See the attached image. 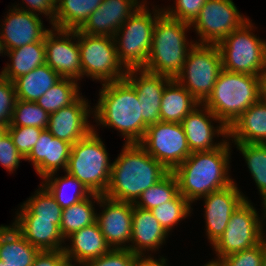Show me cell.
Wrapping results in <instances>:
<instances>
[{
  "mask_svg": "<svg viewBox=\"0 0 266 266\" xmlns=\"http://www.w3.org/2000/svg\"><path fill=\"white\" fill-rule=\"evenodd\" d=\"M231 141L211 151L192 152L172 172L178 181L179 193L191 204L211 192L231 185L229 176Z\"/></svg>",
  "mask_w": 266,
  "mask_h": 266,
  "instance_id": "obj_1",
  "label": "cell"
},
{
  "mask_svg": "<svg viewBox=\"0 0 266 266\" xmlns=\"http://www.w3.org/2000/svg\"><path fill=\"white\" fill-rule=\"evenodd\" d=\"M93 118L102 127L121 133L125 144L140 143L148 125L142 120V109L133 85L126 79L102 83Z\"/></svg>",
  "mask_w": 266,
  "mask_h": 266,
  "instance_id": "obj_2",
  "label": "cell"
},
{
  "mask_svg": "<svg viewBox=\"0 0 266 266\" xmlns=\"http://www.w3.org/2000/svg\"><path fill=\"white\" fill-rule=\"evenodd\" d=\"M123 145L112 163L110 183L104 196L134 204L142 192L161 180L169 171L139 143Z\"/></svg>",
  "mask_w": 266,
  "mask_h": 266,
  "instance_id": "obj_3",
  "label": "cell"
},
{
  "mask_svg": "<svg viewBox=\"0 0 266 266\" xmlns=\"http://www.w3.org/2000/svg\"><path fill=\"white\" fill-rule=\"evenodd\" d=\"M191 29V24L171 18L163 11L156 19L148 61L143 69L175 79L195 44L186 37L187 30Z\"/></svg>",
  "mask_w": 266,
  "mask_h": 266,
  "instance_id": "obj_4",
  "label": "cell"
},
{
  "mask_svg": "<svg viewBox=\"0 0 266 266\" xmlns=\"http://www.w3.org/2000/svg\"><path fill=\"white\" fill-rule=\"evenodd\" d=\"M260 76L222 69L203 103L227 128L260 99Z\"/></svg>",
  "mask_w": 266,
  "mask_h": 266,
  "instance_id": "obj_5",
  "label": "cell"
},
{
  "mask_svg": "<svg viewBox=\"0 0 266 266\" xmlns=\"http://www.w3.org/2000/svg\"><path fill=\"white\" fill-rule=\"evenodd\" d=\"M71 146L65 172L77 178L93 194L104 195L111 177L112 163L106 146L96 132Z\"/></svg>",
  "mask_w": 266,
  "mask_h": 266,
  "instance_id": "obj_6",
  "label": "cell"
},
{
  "mask_svg": "<svg viewBox=\"0 0 266 266\" xmlns=\"http://www.w3.org/2000/svg\"><path fill=\"white\" fill-rule=\"evenodd\" d=\"M153 8L151 13L145 1L114 35L118 60L126 70L144 68L148 61L156 19L163 12Z\"/></svg>",
  "mask_w": 266,
  "mask_h": 266,
  "instance_id": "obj_7",
  "label": "cell"
},
{
  "mask_svg": "<svg viewBox=\"0 0 266 266\" xmlns=\"http://www.w3.org/2000/svg\"><path fill=\"white\" fill-rule=\"evenodd\" d=\"M253 29L256 28L249 20L217 44L222 69L257 76L266 70V40L256 36Z\"/></svg>",
  "mask_w": 266,
  "mask_h": 266,
  "instance_id": "obj_8",
  "label": "cell"
},
{
  "mask_svg": "<svg viewBox=\"0 0 266 266\" xmlns=\"http://www.w3.org/2000/svg\"><path fill=\"white\" fill-rule=\"evenodd\" d=\"M262 217L250 200H244L233 212L223 235L212 245L216 258L208 263L216 264L221 258L242 250L250 249L265 238L264 220L266 206L262 209ZM262 219V220H260ZM264 230V231H263Z\"/></svg>",
  "mask_w": 266,
  "mask_h": 266,
  "instance_id": "obj_9",
  "label": "cell"
},
{
  "mask_svg": "<svg viewBox=\"0 0 266 266\" xmlns=\"http://www.w3.org/2000/svg\"><path fill=\"white\" fill-rule=\"evenodd\" d=\"M221 70L222 58L218 46L195 43L175 80L203 104L211 95Z\"/></svg>",
  "mask_w": 266,
  "mask_h": 266,
  "instance_id": "obj_10",
  "label": "cell"
},
{
  "mask_svg": "<svg viewBox=\"0 0 266 266\" xmlns=\"http://www.w3.org/2000/svg\"><path fill=\"white\" fill-rule=\"evenodd\" d=\"M81 57V78L90 77L101 83L125 78L127 70L117 57L114 37L92 36L77 29Z\"/></svg>",
  "mask_w": 266,
  "mask_h": 266,
  "instance_id": "obj_11",
  "label": "cell"
},
{
  "mask_svg": "<svg viewBox=\"0 0 266 266\" xmlns=\"http://www.w3.org/2000/svg\"><path fill=\"white\" fill-rule=\"evenodd\" d=\"M139 144L168 171H173L191 154L181 123L151 124Z\"/></svg>",
  "mask_w": 266,
  "mask_h": 266,
  "instance_id": "obj_12",
  "label": "cell"
},
{
  "mask_svg": "<svg viewBox=\"0 0 266 266\" xmlns=\"http://www.w3.org/2000/svg\"><path fill=\"white\" fill-rule=\"evenodd\" d=\"M248 21L232 0H207L191 24L200 38L195 43L217 45Z\"/></svg>",
  "mask_w": 266,
  "mask_h": 266,
  "instance_id": "obj_13",
  "label": "cell"
},
{
  "mask_svg": "<svg viewBox=\"0 0 266 266\" xmlns=\"http://www.w3.org/2000/svg\"><path fill=\"white\" fill-rule=\"evenodd\" d=\"M51 28L44 36L46 64L61 78L80 81L81 57L77 30Z\"/></svg>",
  "mask_w": 266,
  "mask_h": 266,
  "instance_id": "obj_14",
  "label": "cell"
},
{
  "mask_svg": "<svg viewBox=\"0 0 266 266\" xmlns=\"http://www.w3.org/2000/svg\"><path fill=\"white\" fill-rule=\"evenodd\" d=\"M97 205L103 207V210L96 212V222L108 245L112 249H129L133 203L116 201L101 195Z\"/></svg>",
  "mask_w": 266,
  "mask_h": 266,
  "instance_id": "obj_15",
  "label": "cell"
},
{
  "mask_svg": "<svg viewBox=\"0 0 266 266\" xmlns=\"http://www.w3.org/2000/svg\"><path fill=\"white\" fill-rule=\"evenodd\" d=\"M236 184L234 181L231 185L202 197L205 201V231L211 245L223 235L233 212L244 200H248Z\"/></svg>",
  "mask_w": 266,
  "mask_h": 266,
  "instance_id": "obj_16",
  "label": "cell"
},
{
  "mask_svg": "<svg viewBox=\"0 0 266 266\" xmlns=\"http://www.w3.org/2000/svg\"><path fill=\"white\" fill-rule=\"evenodd\" d=\"M219 126H213V122ZM188 147L192 152L211 151L220 147L228 138V128L204 105L199 104L181 122ZM222 136V142L214 137Z\"/></svg>",
  "mask_w": 266,
  "mask_h": 266,
  "instance_id": "obj_17",
  "label": "cell"
},
{
  "mask_svg": "<svg viewBox=\"0 0 266 266\" xmlns=\"http://www.w3.org/2000/svg\"><path fill=\"white\" fill-rule=\"evenodd\" d=\"M92 109L88 99L81 95L69 106L50 113L47 130L54 137L73 145L94 130V126L88 121L93 114Z\"/></svg>",
  "mask_w": 266,
  "mask_h": 266,
  "instance_id": "obj_18",
  "label": "cell"
},
{
  "mask_svg": "<svg viewBox=\"0 0 266 266\" xmlns=\"http://www.w3.org/2000/svg\"><path fill=\"white\" fill-rule=\"evenodd\" d=\"M144 1L146 0H104L78 30L92 36L114 37L121 25Z\"/></svg>",
  "mask_w": 266,
  "mask_h": 266,
  "instance_id": "obj_19",
  "label": "cell"
},
{
  "mask_svg": "<svg viewBox=\"0 0 266 266\" xmlns=\"http://www.w3.org/2000/svg\"><path fill=\"white\" fill-rule=\"evenodd\" d=\"M40 17L16 7L10 8L0 29V38L6 50L41 41L50 29L44 27Z\"/></svg>",
  "mask_w": 266,
  "mask_h": 266,
  "instance_id": "obj_20",
  "label": "cell"
},
{
  "mask_svg": "<svg viewBox=\"0 0 266 266\" xmlns=\"http://www.w3.org/2000/svg\"><path fill=\"white\" fill-rule=\"evenodd\" d=\"M168 232L161 226L152 212L147 209L136 207L133 204L132 230L129 250L145 260H167L164 257L154 258V256L145 255L146 251H159L161 245L168 238ZM158 249V250H157Z\"/></svg>",
  "mask_w": 266,
  "mask_h": 266,
  "instance_id": "obj_21",
  "label": "cell"
},
{
  "mask_svg": "<svg viewBox=\"0 0 266 266\" xmlns=\"http://www.w3.org/2000/svg\"><path fill=\"white\" fill-rule=\"evenodd\" d=\"M125 78L137 92L142 109V120L148 126L159 122L162 93L172 79L168 76L151 73L143 68L127 70Z\"/></svg>",
  "mask_w": 266,
  "mask_h": 266,
  "instance_id": "obj_22",
  "label": "cell"
},
{
  "mask_svg": "<svg viewBox=\"0 0 266 266\" xmlns=\"http://www.w3.org/2000/svg\"><path fill=\"white\" fill-rule=\"evenodd\" d=\"M71 146L70 143L54 137L47 129H43L25 161L32 163L41 179L51 173H58L60 168L65 172Z\"/></svg>",
  "mask_w": 266,
  "mask_h": 266,
  "instance_id": "obj_23",
  "label": "cell"
},
{
  "mask_svg": "<svg viewBox=\"0 0 266 266\" xmlns=\"http://www.w3.org/2000/svg\"><path fill=\"white\" fill-rule=\"evenodd\" d=\"M14 220L12 225L17 231L40 251L64 250L66 240L60 232L61 220L37 219V216H16Z\"/></svg>",
  "mask_w": 266,
  "mask_h": 266,
  "instance_id": "obj_24",
  "label": "cell"
},
{
  "mask_svg": "<svg viewBox=\"0 0 266 266\" xmlns=\"http://www.w3.org/2000/svg\"><path fill=\"white\" fill-rule=\"evenodd\" d=\"M228 139L234 144H266V103L261 98L228 128Z\"/></svg>",
  "mask_w": 266,
  "mask_h": 266,
  "instance_id": "obj_25",
  "label": "cell"
},
{
  "mask_svg": "<svg viewBox=\"0 0 266 266\" xmlns=\"http://www.w3.org/2000/svg\"><path fill=\"white\" fill-rule=\"evenodd\" d=\"M70 246H64L66 257L85 263L108 253L112 248L108 245L97 222L73 232L66 238Z\"/></svg>",
  "mask_w": 266,
  "mask_h": 266,
  "instance_id": "obj_26",
  "label": "cell"
},
{
  "mask_svg": "<svg viewBox=\"0 0 266 266\" xmlns=\"http://www.w3.org/2000/svg\"><path fill=\"white\" fill-rule=\"evenodd\" d=\"M39 251L13 225H0V260L5 265L32 266Z\"/></svg>",
  "mask_w": 266,
  "mask_h": 266,
  "instance_id": "obj_27",
  "label": "cell"
},
{
  "mask_svg": "<svg viewBox=\"0 0 266 266\" xmlns=\"http://www.w3.org/2000/svg\"><path fill=\"white\" fill-rule=\"evenodd\" d=\"M200 103L175 79L164 88L160 106V121L181 123Z\"/></svg>",
  "mask_w": 266,
  "mask_h": 266,
  "instance_id": "obj_28",
  "label": "cell"
},
{
  "mask_svg": "<svg viewBox=\"0 0 266 266\" xmlns=\"http://www.w3.org/2000/svg\"><path fill=\"white\" fill-rule=\"evenodd\" d=\"M6 54L11 62L3 67L1 75L14 82L17 78L46 63L44 38L41 41L8 50Z\"/></svg>",
  "mask_w": 266,
  "mask_h": 266,
  "instance_id": "obj_29",
  "label": "cell"
},
{
  "mask_svg": "<svg viewBox=\"0 0 266 266\" xmlns=\"http://www.w3.org/2000/svg\"><path fill=\"white\" fill-rule=\"evenodd\" d=\"M60 79L49 65H40L14 81L16 97L18 100L36 102Z\"/></svg>",
  "mask_w": 266,
  "mask_h": 266,
  "instance_id": "obj_30",
  "label": "cell"
},
{
  "mask_svg": "<svg viewBox=\"0 0 266 266\" xmlns=\"http://www.w3.org/2000/svg\"><path fill=\"white\" fill-rule=\"evenodd\" d=\"M104 0H56L53 28L77 30Z\"/></svg>",
  "mask_w": 266,
  "mask_h": 266,
  "instance_id": "obj_31",
  "label": "cell"
},
{
  "mask_svg": "<svg viewBox=\"0 0 266 266\" xmlns=\"http://www.w3.org/2000/svg\"><path fill=\"white\" fill-rule=\"evenodd\" d=\"M65 174L63 177H55L57 176L56 172L51 173L43 178V182L41 183L62 209L68 208L92 194L77 178L67 172ZM66 188L71 189L73 193L68 194Z\"/></svg>",
  "mask_w": 266,
  "mask_h": 266,
  "instance_id": "obj_32",
  "label": "cell"
},
{
  "mask_svg": "<svg viewBox=\"0 0 266 266\" xmlns=\"http://www.w3.org/2000/svg\"><path fill=\"white\" fill-rule=\"evenodd\" d=\"M100 196L92 193L89 197L62 210L60 232L65 240L73 232L96 222L94 203H99Z\"/></svg>",
  "mask_w": 266,
  "mask_h": 266,
  "instance_id": "obj_33",
  "label": "cell"
},
{
  "mask_svg": "<svg viewBox=\"0 0 266 266\" xmlns=\"http://www.w3.org/2000/svg\"><path fill=\"white\" fill-rule=\"evenodd\" d=\"M237 150L244 157L249 172L256 183L260 196L261 205L266 206V144L238 143Z\"/></svg>",
  "mask_w": 266,
  "mask_h": 266,
  "instance_id": "obj_34",
  "label": "cell"
},
{
  "mask_svg": "<svg viewBox=\"0 0 266 266\" xmlns=\"http://www.w3.org/2000/svg\"><path fill=\"white\" fill-rule=\"evenodd\" d=\"M80 95L82 93L77 80L61 78L36 103L50 114L74 103Z\"/></svg>",
  "mask_w": 266,
  "mask_h": 266,
  "instance_id": "obj_35",
  "label": "cell"
},
{
  "mask_svg": "<svg viewBox=\"0 0 266 266\" xmlns=\"http://www.w3.org/2000/svg\"><path fill=\"white\" fill-rule=\"evenodd\" d=\"M34 193L20 205L16 216H37V219L61 220L62 207L42 184Z\"/></svg>",
  "mask_w": 266,
  "mask_h": 266,
  "instance_id": "obj_36",
  "label": "cell"
},
{
  "mask_svg": "<svg viewBox=\"0 0 266 266\" xmlns=\"http://www.w3.org/2000/svg\"><path fill=\"white\" fill-rule=\"evenodd\" d=\"M179 193L178 181L172 171L141 193L134 206L151 210L171 201Z\"/></svg>",
  "mask_w": 266,
  "mask_h": 266,
  "instance_id": "obj_37",
  "label": "cell"
},
{
  "mask_svg": "<svg viewBox=\"0 0 266 266\" xmlns=\"http://www.w3.org/2000/svg\"><path fill=\"white\" fill-rule=\"evenodd\" d=\"M191 203L178 193L171 201L152 208L150 211L161 226L170 233L174 226L192 213Z\"/></svg>",
  "mask_w": 266,
  "mask_h": 266,
  "instance_id": "obj_38",
  "label": "cell"
},
{
  "mask_svg": "<svg viewBox=\"0 0 266 266\" xmlns=\"http://www.w3.org/2000/svg\"><path fill=\"white\" fill-rule=\"evenodd\" d=\"M50 114L34 101L16 100L8 126H32L47 129Z\"/></svg>",
  "mask_w": 266,
  "mask_h": 266,
  "instance_id": "obj_39",
  "label": "cell"
},
{
  "mask_svg": "<svg viewBox=\"0 0 266 266\" xmlns=\"http://www.w3.org/2000/svg\"><path fill=\"white\" fill-rule=\"evenodd\" d=\"M265 239L258 245L221 258L216 266H262Z\"/></svg>",
  "mask_w": 266,
  "mask_h": 266,
  "instance_id": "obj_40",
  "label": "cell"
},
{
  "mask_svg": "<svg viewBox=\"0 0 266 266\" xmlns=\"http://www.w3.org/2000/svg\"><path fill=\"white\" fill-rule=\"evenodd\" d=\"M42 130L32 126H8L7 132L18 152L26 158L37 143Z\"/></svg>",
  "mask_w": 266,
  "mask_h": 266,
  "instance_id": "obj_41",
  "label": "cell"
},
{
  "mask_svg": "<svg viewBox=\"0 0 266 266\" xmlns=\"http://www.w3.org/2000/svg\"><path fill=\"white\" fill-rule=\"evenodd\" d=\"M143 260L129 249H111L97 259L87 261L84 266H140Z\"/></svg>",
  "mask_w": 266,
  "mask_h": 266,
  "instance_id": "obj_42",
  "label": "cell"
},
{
  "mask_svg": "<svg viewBox=\"0 0 266 266\" xmlns=\"http://www.w3.org/2000/svg\"><path fill=\"white\" fill-rule=\"evenodd\" d=\"M207 0H175V7H164L163 11L171 18L192 24L198 17Z\"/></svg>",
  "mask_w": 266,
  "mask_h": 266,
  "instance_id": "obj_43",
  "label": "cell"
},
{
  "mask_svg": "<svg viewBox=\"0 0 266 266\" xmlns=\"http://www.w3.org/2000/svg\"><path fill=\"white\" fill-rule=\"evenodd\" d=\"M17 97L14 82L0 76V125L8 126L12 120Z\"/></svg>",
  "mask_w": 266,
  "mask_h": 266,
  "instance_id": "obj_44",
  "label": "cell"
},
{
  "mask_svg": "<svg viewBox=\"0 0 266 266\" xmlns=\"http://www.w3.org/2000/svg\"><path fill=\"white\" fill-rule=\"evenodd\" d=\"M25 158L18 152L8 132L0 139V164L10 173H14Z\"/></svg>",
  "mask_w": 266,
  "mask_h": 266,
  "instance_id": "obj_45",
  "label": "cell"
},
{
  "mask_svg": "<svg viewBox=\"0 0 266 266\" xmlns=\"http://www.w3.org/2000/svg\"><path fill=\"white\" fill-rule=\"evenodd\" d=\"M24 4H26V7L17 5H13V7H18V9H22L31 13H35L38 15H44L45 17L49 16L47 20L49 19V23H53L54 17H55V10H56V0H22ZM38 12V13H37Z\"/></svg>",
  "mask_w": 266,
  "mask_h": 266,
  "instance_id": "obj_46",
  "label": "cell"
},
{
  "mask_svg": "<svg viewBox=\"0 0 266 266\" xmlns=\"http://www.w3.org/2000/svg\"><path fill=\"white\" fill-rule=\"evenodd\" d=\"M65 257L64 250H43L36 255L32 266H58Z\"/></svg>",
  "mask_w": 266,
  "mask_h": 266,
  "instance_id": "obj_47",
  "label": "cell"
},
{
  "mask_svg": "<svg viewBox=\"0 0 266 266\" xmlns=\"http://www.w3.org/2000/svg\"><path fill=\"white\" fill-rule=\"evenodd\" d=\"M260 98L266 103V70L260 75Z\"/></svg>",
  "mask_w": 266,
  "mask_h": 266,
  "instance_id": "obj_48",
  "label": "cell"
},
{
  "mask_svg": "<svg viewBox=\"0 0 266 266\" xmlns=\"http://www.w3.org/2000/svg\"><path fill=\"white\" fill-rule=\"evenodd\" d=\"M75 265L76 266H84V264L82 262H79L77 260H74V259L66 257V256L58 263V266H75Z\"/></svg>",
  "mask_w": 266,
  "mask_h": 266,
  "instance_id": "obj_49",
  "label": "cell"
},
{
  "mask_svg": "<svg viewBox=\"0 0 266 266\" xmlns=\"http://www.w3.org/2000/svg\"><path fill=\"white\" fill-rule=\"evenodd\" d=\"M167 260H145L140 266H168Z\"/></svg>",
  "mask_w": 266,
  "mask_h": 266,
  "instance_id": "obj_50",
  "label": "cell"
},
{
  "mask_svg": "<svg viewBox=\"0 0 266 266\" xmlns=\"http://www.w3.org/2000/svg\"><path fill=\"white\" fill-rule=\"evenodd\" d=\"M8 126L6 125H0V139L4 136V134L7 132Z\"/></svg>",
  "mask_w": 266,
  "mask_h": 266,
  "instance_id": "obj_51",
  "label": "cell"
},
{
  "mask_svg": "<svg viewBox=\"0 0 266 266\" xmlns=\"http://www.w3.org/2000/svg\"><path fill=\"white\" fill-rule=\"evenodd\" d=\"M3 53H4V56L7 55L6 54L7 53V50H6L5 46H4V43L2 42V40L0 38V54L3 55Z\"/></svg>",
  "mask_w": 266,
  "mask_h": 266,
  "instance_id": "obj_52",
  "label": "cell"
},
{
  "mask_svg": "<svg viewBox=\"0 0 266 266\" xmlns=\"http://www.w3.org/2000/svg\"><path fill=\"white\" fill-rule=\"evenodd\" d=\"M262 266H266V238H265V251H264V257L262 261Z\"/></svg>",
  "mask_w": 266,
  "mask_h": 266,
  "instance_id": "obj_53",
  "label": "cell"
},
{
  "mask_svg": "<svg viewBox=\"0 0 266 266\" xmlns=\"http://www.w3.org/2000/svg\"><path fill=\"white\" fill-rule=\"evenodd\" d=\"M0 266H12V265H5V262L0 260Z\"/></svg>",
  "mask_w": 266,
  "mask_h": 266,
  "instance_id": "obj_54",
  "label": "cell"
},
{
  "mask_svg": "<svg viewBox=\"0 0 266 266\" xmlns=\"http://www.w3.org/2000/svg\"><path fill=\"white\" fill-rule=\"evenodd\" d=\"M204 266H216V265L215 264H210V263L207 262Z\"/></svg>",
  "mask_w": 266,
  "mask_h": 266,
  "instance_id": "obj_55",
  "label": "cell"
}]
</instances>
